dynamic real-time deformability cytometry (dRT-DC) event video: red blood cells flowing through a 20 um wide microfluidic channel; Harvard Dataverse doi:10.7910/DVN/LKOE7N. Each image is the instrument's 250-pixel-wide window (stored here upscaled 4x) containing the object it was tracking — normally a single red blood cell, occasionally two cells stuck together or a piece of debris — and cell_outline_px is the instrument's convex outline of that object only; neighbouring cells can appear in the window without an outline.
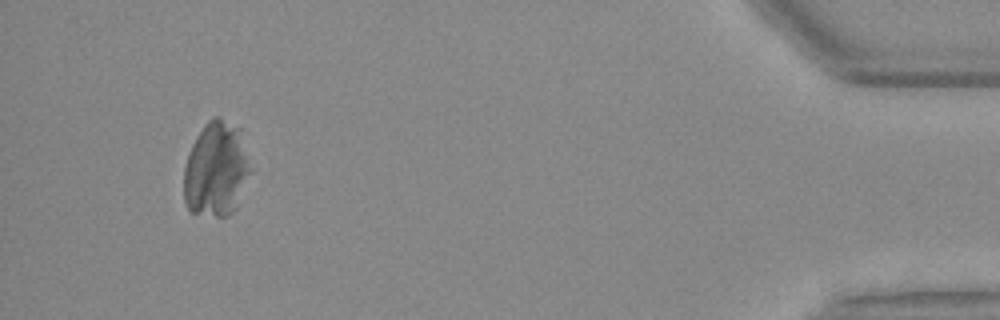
{"species": "Egyptian fruit bat (a non-hibernating species)", "species_latin": "Rousettus aegyptiacus", "temperature_condition": "warm", "stored_images_in_passage": 36, "camera_frame_rate_fps": 3000, "um_per_image_px": 0.085, "animal": {"sex": "female"}, "frame": {"image": 1, "passage_image": 35, "time_ms": 11.333, "image_size_px": [1000, 320], "cell_outline_px": [[252, 172], [232, 212], [224, 216], [216, 216], [192, 212], [188, 208], [184, 200], [184, 168], [188, 152], [196, 136], [204, 124], [212, 116], [220, 116], [240, 128]], "centroid_in_image_um": [18.37, 14.34], "position_along_channel_um": 416.8, "area_um2": 36.93}}